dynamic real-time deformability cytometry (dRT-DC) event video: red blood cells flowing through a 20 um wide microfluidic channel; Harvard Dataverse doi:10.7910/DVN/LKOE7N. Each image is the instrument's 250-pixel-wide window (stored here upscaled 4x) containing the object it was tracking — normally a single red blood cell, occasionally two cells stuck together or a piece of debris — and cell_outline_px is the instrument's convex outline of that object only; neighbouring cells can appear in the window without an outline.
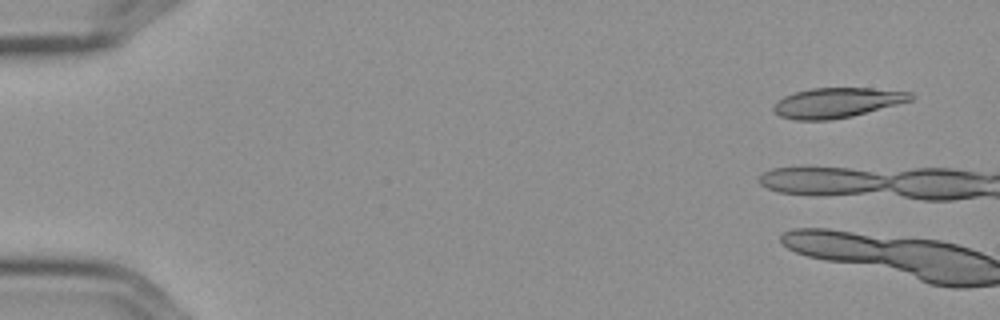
{"species": "Egyptian fruit bat (a non-hibernating species)", "species_latin": "Rousettus aegyptiacus", "temperature_condition": "cold", "stored_images_in_passage": 3, "camera_frame_rate_fps": 3000, "um_per_image_px": 0.085, "frame": {"image": 1, "passage_image": 1, "time_ms": 0.0, "image_size_px": [1000, 320], "cell_outline_px": [[916, 96], [912, 100], [852, 116], [828, 120], [796, 120], [780, 116], [772, 108], [784, 96], [796, 92], [812, 88], [872, 88], [912, 92]], "centroid_in_image_um": [71.18, 8.72], "position_along_channel_um": 13.8, "area_um2": 23.7}}